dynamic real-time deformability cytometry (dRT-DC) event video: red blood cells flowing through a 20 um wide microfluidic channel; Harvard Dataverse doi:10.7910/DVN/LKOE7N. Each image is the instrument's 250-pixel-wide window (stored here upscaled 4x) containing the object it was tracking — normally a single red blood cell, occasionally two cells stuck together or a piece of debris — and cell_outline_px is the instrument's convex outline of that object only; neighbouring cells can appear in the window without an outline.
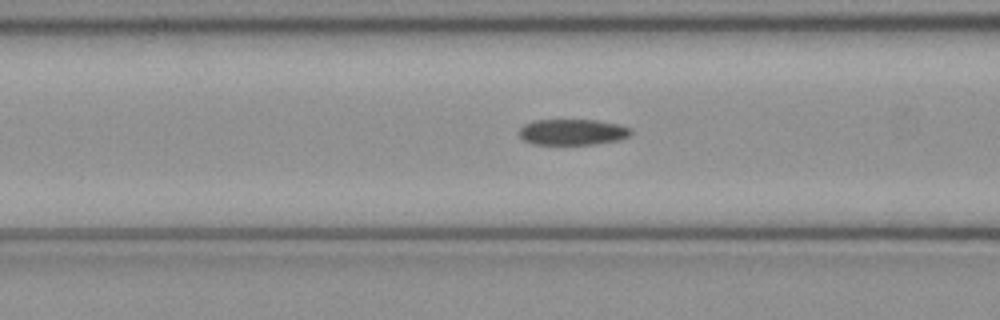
{"species": "common noctule bat (a hibernating species)", "species_latin": "Nyctalus noctula", "temperature_condition": "cold", "stored_images_in_passage": 51, "camera_frame_rate_fps": 3000, "um_per_image_px": 0.085, "animal": {"sex": "female", "body_mass_g": 21.9}, "frame": {"image": 1, "passage_image": 20, "time_ms": 6.333, "image_size_px": [1000, 320], "cell_outline_px": [[632, 132], [628, 136], [620, 140], [596, 144], [532, 144], [524, 140], [516, 132], [524, 124], [532, 120], [596, 120], [620, 124], [632, 128]], "centroid_in_image_um": [48.66, 11.22], "position_along_channel_um": 117.9, "area_um2": 17.11}}
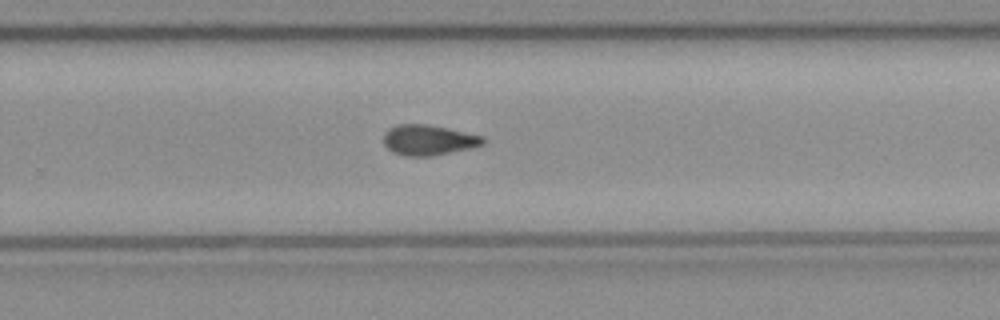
{"frame": {"image": 2, "passage_image": 33, "time_ms": 10.667, "image_size_px": [1000, 320], "cell_outline_px": [[484, 144], [472, 148], [432, 156], [404, 156], [392, 152], [384, 144], [384, 132], [388, 128], [396, 124], [424, 124], [448, 128], [484, 136]], "centroid_in_image_um": [36.41, 11.9], "position_along_channel_um": 293.4, "area_um2": 17.74}}
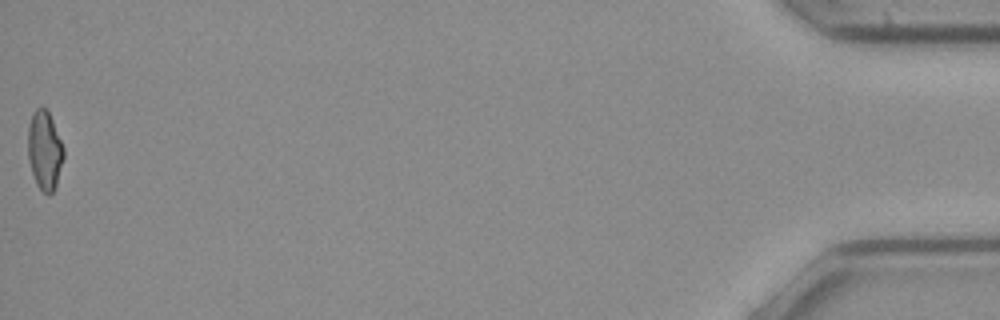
{"frame": {"image": 3, "passage_image": 51, "time_ms": 16.667, "image_size_px": [1000, 320], "cell_outline_px": [[64, 156], [56, 184], [52, 192], [48, 196], [36, 184], [28, 160], [28, 128], [32, 112], [40, 104], [48, 108], [64, 148]], "centroid_in_image_um": [3.78, 12.71], "position_along_channel_um": 431.4, "area_um2": 16.65}, "authors_computed_cell_mechanics": {"area_um2": 17.4556, "velocity_mm_per_s": 4.0413, "shape_relaxation_time_tau1_ms": null, "shape_relaxation_time_tau2_ms": 8.2025, "deformation_change_tau1": null, "deformation_change_tau2": 0.1592}}